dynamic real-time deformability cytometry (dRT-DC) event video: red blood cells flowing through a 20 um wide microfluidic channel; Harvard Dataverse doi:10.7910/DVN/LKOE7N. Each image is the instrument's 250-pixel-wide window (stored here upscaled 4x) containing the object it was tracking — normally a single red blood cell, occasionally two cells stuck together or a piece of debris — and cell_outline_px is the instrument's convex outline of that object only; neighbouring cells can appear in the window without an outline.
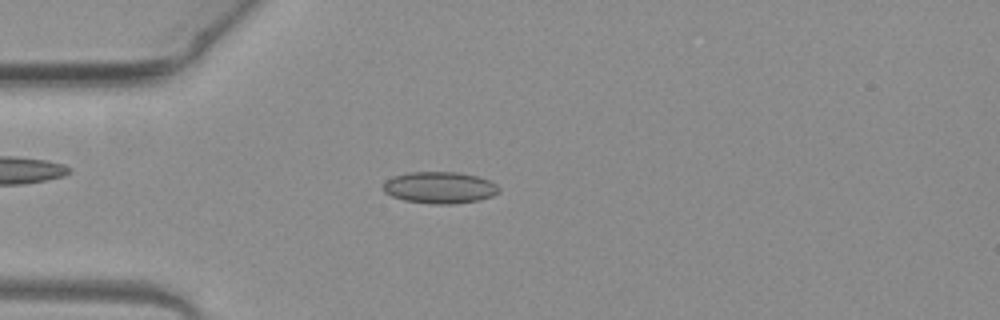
{"species": "common noctule bat (a hibernating species)", "species_latin": "Nyctalus noctula", "temperature_condition": "warm", "stored_images_in_passage": 50, "camera_frame_rate_fps": 3000, "um_per_image_px": 0.085, "animal": {"sex": "female", "body_mass_g": 19.3, "forearm_length_mm": 54.1}, "frame": {"image": 1, "passage_image": 13, "time_ms": 4.0, "image_size_px": [1000, 320], "cell_outline_px": [[500, 192], [492, 196], [480, 200], [452, 204], [432, 204], [404, 200], [392, 196], [384, 192], [384, 180], [392, 176], [408, 172], [456, 172], [476, 176], [488, 180], [496, 184], [500, 188]], "centroid_in_image_um": [37.37, 15.94], "position_along_channel_um": 47.6, "area_um2": 21.44}}
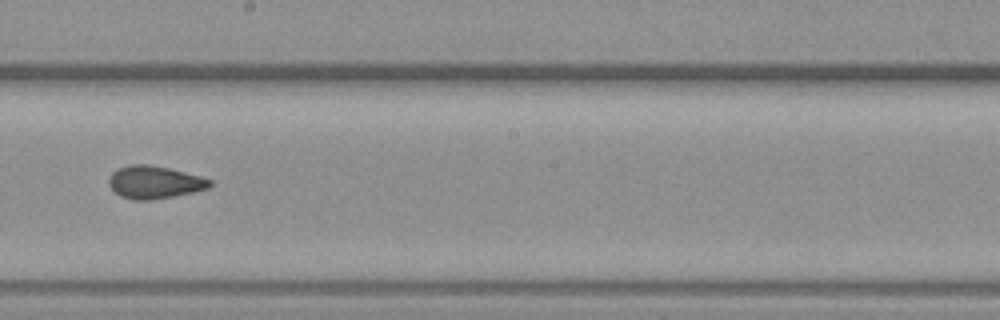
{"frame": {"image": 2, "passage_image": 28, "time_ms": 9.0, "image_size_px": [1000, 320], "cell_outline_px": [[212, 184], [208, 188], [192, 192], [152, 200], [132, 200], [120, 196], [108, 184], [108, 180], [112, 172], [128, 164], [148, 164], [168, 168], [200, 176], [212, 180]], "centroid_in_image_um": [13.11, 15.49], "position_along_channel_um": 235.1, "area_um2": 19.13}}
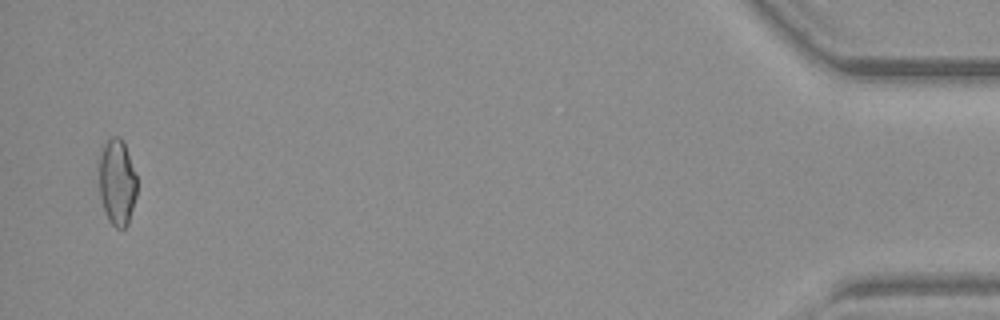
{"frame": {"image": 3, "passage_image": 49, "time_ms": 16.0, "image_size_px": [1000, 320], "cell_outline_px": [[136, 196], [128, 224], [124, 228], [116, 228], [108, 220], [100, 196], [100, 152], [104, 144], [112, 136], [120, 136], [124, 140], [136, 176]], "centroid_in_image_um": [9.96, 15.47], "position_along_channel_um": 425.2, "area_um2": 18.9}, "authors_computed_cell_mechanics": {"area_um2": 19.3341, "velocity_mm_per_s": 4.0243, "shape_relaxation_time_tau1_ms": 6.6016, "shape_relaxation_time_tau2_ms": 1.9474, "deformation_change_tau1": 0.1379, "deformation_change_tau2": 0.0799}}